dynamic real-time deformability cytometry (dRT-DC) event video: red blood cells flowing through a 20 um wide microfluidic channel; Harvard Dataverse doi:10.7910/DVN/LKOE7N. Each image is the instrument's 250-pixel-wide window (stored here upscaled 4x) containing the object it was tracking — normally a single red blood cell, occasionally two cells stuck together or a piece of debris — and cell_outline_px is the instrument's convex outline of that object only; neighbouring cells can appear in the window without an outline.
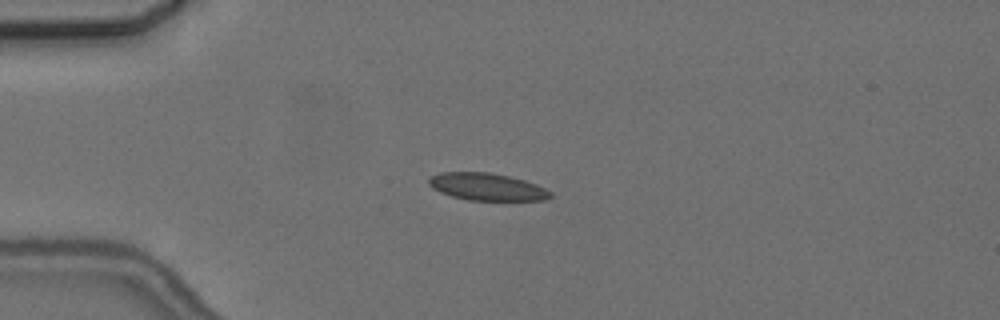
{"species": "common noctule bat (a hibernating species)", "species_latin": "Nyctalus noctula", "temperature_condition": "cold", "stored_images_in_passage": 9, "camera_frame_rate_fps": 3000, "um_per_image_px": 0.085, "animal": {"sex": "female", "body_mass_g": 24.6, "forearm_length_mm": 56.2}, "frame": {"image": 1, "passage_image": 4, "time_ms": 3.333, "image_size_px": [1000, 320], "cell_outline_px": [[552, 196], [544, 200], [468, 200], [452, 196], [440, 192], [432, 188], [428, 184], [428, 180], [432, 176], [440, 172], [488, 172], [508, 176], [524, 180], [536, 184], [552, 192]], "centroid_in_image_um": [41.38, 15.88], "position_along_channel_um": 43.6, "area_um2": 19.25}}
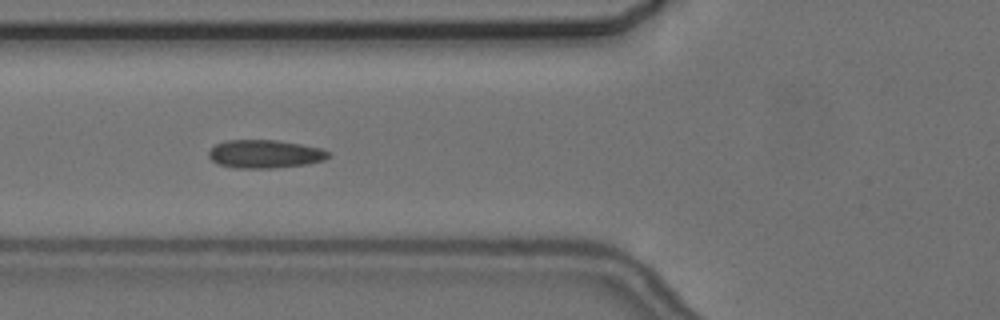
{"frame": {"image": 2, "passage_image": 6, "time_ms": 5.667, "image_size_px": [1000, 320], "cell_outline_px": [[332, 156], [324, 160], [308, 164], [272, 168], [236, 168], [216, 164], [208, 156], [208, 152], [216, 144], [228, 140], [276, 140], [300, 144], [320, 148], [332, 152]], "centroid_in_image_um": [22.54, 13.09], "position_along_channel_um": 103.3, "area_um2": 19.83}}
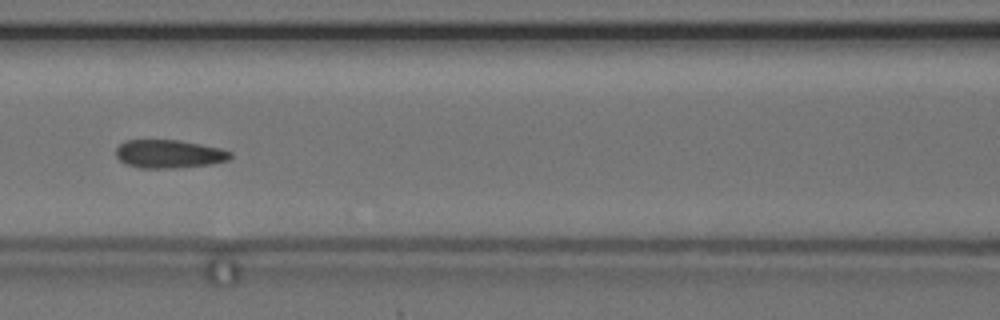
{"frame": {"image": 3, "passage_image": 7, "time_ms": 7.0, "image_size_px": [1000, 320], "cell_outline_px": [[232, 156], [228, 160], [208, 164], [176, 168], [140, 168], [124, 164], [116, 156], [116, 148], [124, 140], [180, 140], [220, 148], [232, 152]], "centroid_in_image_um": [14.34, 13.08], "position_along_channel_um": 152.3, "area_um2": 18.9}}